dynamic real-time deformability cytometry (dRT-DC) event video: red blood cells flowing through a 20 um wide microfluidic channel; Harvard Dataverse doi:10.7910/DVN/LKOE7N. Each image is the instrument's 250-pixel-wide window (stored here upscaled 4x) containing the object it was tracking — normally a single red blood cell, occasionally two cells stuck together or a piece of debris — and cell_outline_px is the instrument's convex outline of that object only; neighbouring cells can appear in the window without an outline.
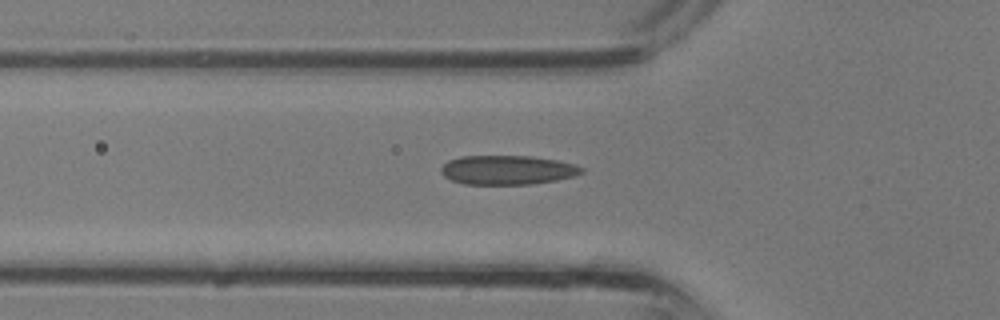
{"species": "common noctule bat (a hibernating species)", "species_latin": "Nyctalus noctula", "temperature_condition": "room temperature", "stored_images_in_passage": 30, "camera_frame_rate_fps": 3000, "um_per_image_px": 0.085, "animal": {"sex": "male", "body_mass_g": 13.3}, "frame": {"image": 1, "passage_image": 10, "time_ms": 3.0, "image_size_px": [1000, 320], "cell_outline_px": [[584, 172], [572, 176], [556, 180], [532, 184], [464, 184], [452, 180], [444, 176], [440, 172], [440, 168], [448, 160], [460, 156], [532, 156], [556, 160], [576, 164], [584, 168]], "centroid_in_image_um": [43.12, 14.44], "position_along_channel_um": 82.7, "area_um2": 23.99}}
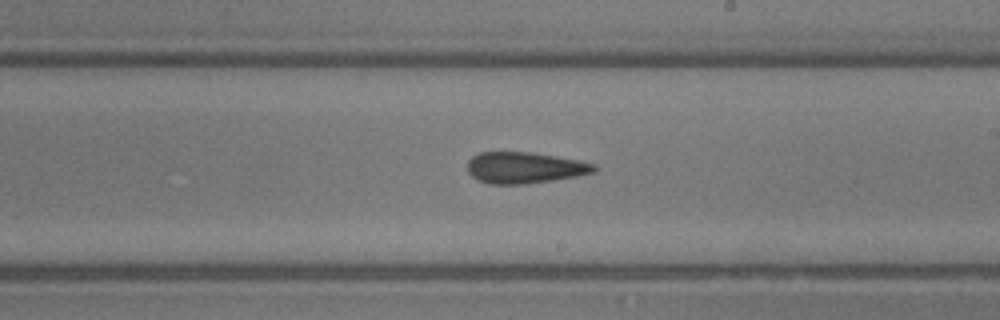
{"frame": {"image": 2, "passage_image": 18, "time_ms": 5.667, "image_size_px": [1000, 320], "cell_outline_px": [[596, 172], [576, 176], [552, 180], [524, 184], [488, 184], [472, 176], [468, 172], [468, 160], [472, 156], [480, 152], [532, 152], [580, 160], [596, 164]], "centroid_in_image_um": [44.61, 14.25], "position_along_channel_um": 244.4, "area_um2": 23.12}}
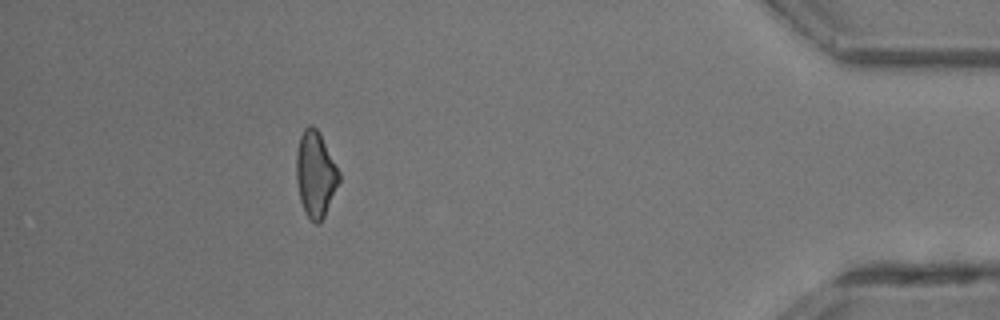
{"frame": {"image": 3, "passage_image": 29, "time_ms": 9.333, "image_size_px": [1000, 320], "cell_outline_px": [[340, 180], [324, 216], [320, 224], [316, 224], [308, 216], [300, 200], [296, 180], [296, 152], [300, 136], [304, 128], [308, 124], [312, 124], [320, 132], [340, 172]], "centroid_in_image_um": [26.81, 14.76], "position_along_channel_um": 408.4, "area_um2": 21.39}}